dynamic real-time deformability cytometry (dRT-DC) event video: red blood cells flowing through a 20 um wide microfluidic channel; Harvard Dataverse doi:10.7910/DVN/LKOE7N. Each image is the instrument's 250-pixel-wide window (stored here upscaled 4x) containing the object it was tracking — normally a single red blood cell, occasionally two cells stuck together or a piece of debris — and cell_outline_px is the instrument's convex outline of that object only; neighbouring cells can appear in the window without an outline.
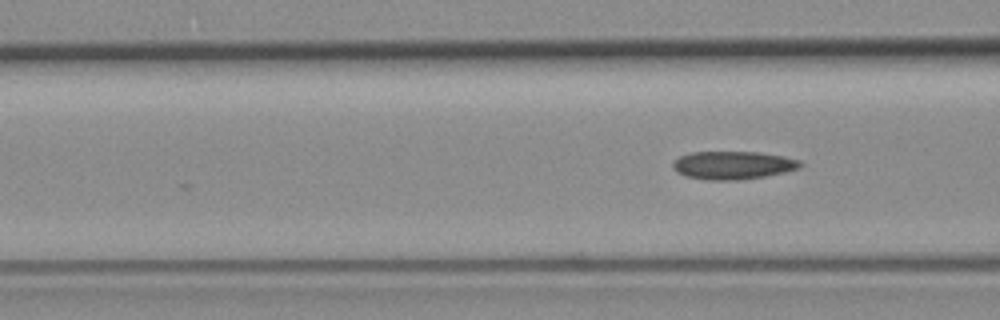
{"species": "common noctule bat (a hibernating species)", "species_latin": "Nyctalus noctula", "temperature_condition": "room temperature", "stored_images_in_passage": 4, "camera_frame_rate_fps": 3000, "um_per_image_px": 0.085, "animal": {"sex": "female", "body_mass_g": 19.3, "forearm_length_mm": 54.1}, "frame": {"image": 1, "passage_image": 4, "time_ms": 4.333, "image_size_px": [1000, 320], "cell_outline_px": [[804, 164], [800, 168], [784, 172], [764, 176], [740, 180], [708, 180], [684, 176], [676, 172], [672, 168], [672, 164], [680, 156], [692, 152], [760, 152], [784, 156], [800, 160]], "centroid_in_image_um": [62.31, 14.04], "position_along_channel_um": 104.3, "area_um2": 20.98}}